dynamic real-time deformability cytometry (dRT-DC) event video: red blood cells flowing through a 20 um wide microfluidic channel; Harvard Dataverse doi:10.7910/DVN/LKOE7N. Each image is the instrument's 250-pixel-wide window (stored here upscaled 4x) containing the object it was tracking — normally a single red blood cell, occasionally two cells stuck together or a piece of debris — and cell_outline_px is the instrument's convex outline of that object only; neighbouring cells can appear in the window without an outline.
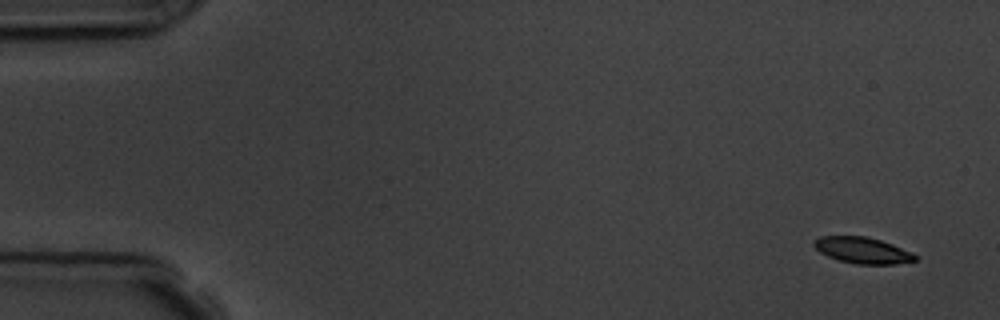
{"species": "common noctule bat (a hibernating species)", "species_latin": "Nyctalus noctula", "temperature_condition": "room temperature", "stored_images_in_passage": 5, "camera_frame_rate_fps": 3000, "um_per_image_px": 0.085, "animal": {"sex": "male", "body_mass_g": 19.5, "forearm_length_mm": 54.6}, "frame": {"image": 1, "passage_image": 1, "time_ms": 0.0, "image_size_px": [1000, 320], "cell_outline_px": [[916, 260], [896, 264], [856, 264], [840, 260], [828, 256], [820, 252], [812, 244], [812, 240], [820, 236], [868, 236], [892, 244], [912, 252], [916, 256]], "centroid_in_image_um": [73.29, 21.26], "position_along_channel_um": 11.7, "area_um2": 15.43}}
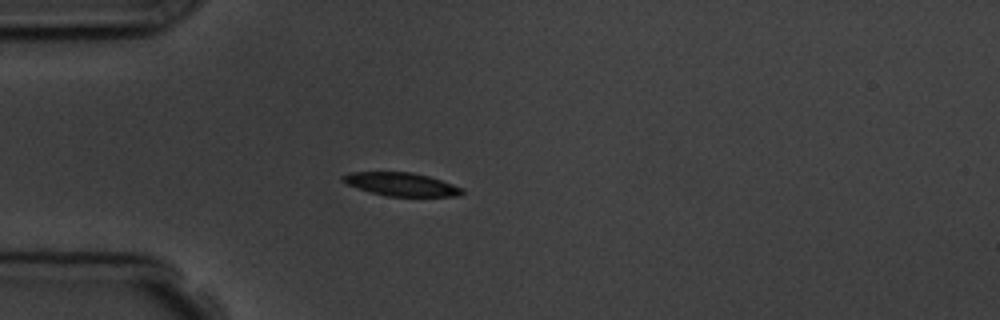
{"frame": {"image": 2, "passage_image": 5, "time_ms": 4.333, "image_size_px": [1000, 320], "cell_outline_px": [[464, 192], [460, 196], [388, 196], [372, 192], [348, 184], [340, 180], [340, 176], [348, 172], [412, 172], [428, 176], [464, 188]], "centroid_in_image_um": [34.11, 15.65], "position_along_channel_um": 50.9, "area_um2": 16.07}}